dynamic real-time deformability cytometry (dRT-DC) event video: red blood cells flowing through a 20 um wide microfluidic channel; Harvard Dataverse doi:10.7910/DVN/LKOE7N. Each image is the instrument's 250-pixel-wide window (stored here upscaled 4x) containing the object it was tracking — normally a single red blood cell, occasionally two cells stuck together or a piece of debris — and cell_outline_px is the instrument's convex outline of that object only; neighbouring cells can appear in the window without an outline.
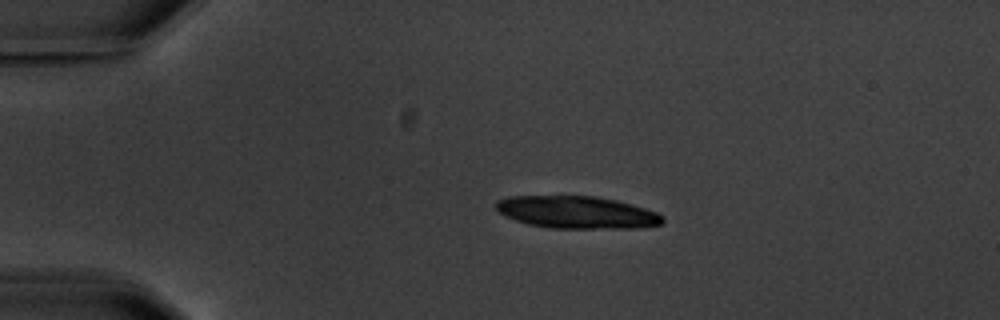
{"species": "common noctule bat (a hibernating species)", "species_latin": "Nyctalus noctula", "temperature_condition": "warm", "stored_images_in_passage": 2, "camera_frame_rate_fps": 3000, "um_per_image_px": 0.085, "animal": {"sex": "male", "body_mass_g": 20.1, "forearm_length_mm": 53.5}, "frame": {"image": 1, "passage_image": 1, "time_ms": 0.0, "image_size_px": [1000, 320], "cell_outline_px": [[664, 224], [640, 228], [548, 228], [528, 224], [504, 216], [496, 208], [496, 200], [508, 196], [596, 196], [616, 200], [644, 208], [656, 212], [664, 216]], "centroid_in_image_um": [49.04, 18.05], "position_along_channel_um": 36.0, "area_um2": 31.56}}